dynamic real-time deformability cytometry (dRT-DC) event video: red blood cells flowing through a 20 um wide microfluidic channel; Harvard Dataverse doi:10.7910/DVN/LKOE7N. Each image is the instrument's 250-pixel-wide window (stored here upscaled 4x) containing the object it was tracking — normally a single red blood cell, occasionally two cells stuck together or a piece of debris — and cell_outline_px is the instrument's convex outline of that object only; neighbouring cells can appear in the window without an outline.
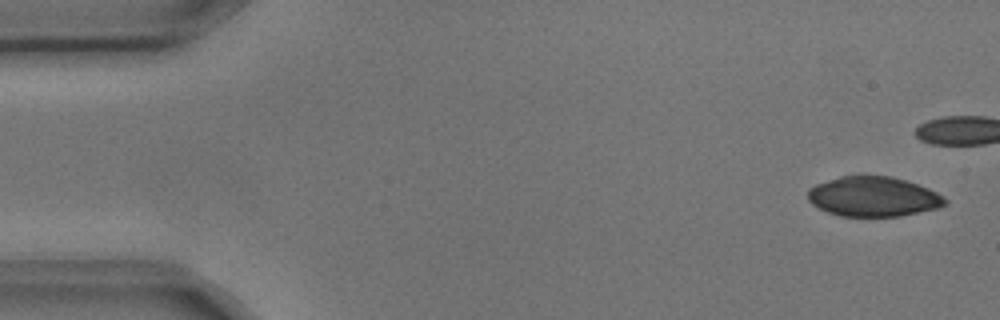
{"species": "common noctule bat (a hibernating species)", "species_latin": "Nyctalus noctula", "temperature_condition": "cold", "stored_images_in_passage": 5, "camera_frame_rate_fps": 3000, "um_per_image_px": 0.085, "animal": {"sex": "male", "body_mass_g": 17.9, "forearm_length_mm": 54.2}, "frame": {"image": 1, "passage_image": 1, "time_ms": 0.0, "image_size_px": [1000, 320], "cell_outline_px": [[948, 204], [940, 208], [900, 216], [840, 216], [828, 212], [812, 204], [808, 200], [808, 188], [816, 184], [840, 176], [892, 176], [928, 188], [944, 196], [948, 200]], "centroid_in_image_um": [74.26, 16.72], "position_along_channel_um": 10.7, "area_um2": 31.91}}